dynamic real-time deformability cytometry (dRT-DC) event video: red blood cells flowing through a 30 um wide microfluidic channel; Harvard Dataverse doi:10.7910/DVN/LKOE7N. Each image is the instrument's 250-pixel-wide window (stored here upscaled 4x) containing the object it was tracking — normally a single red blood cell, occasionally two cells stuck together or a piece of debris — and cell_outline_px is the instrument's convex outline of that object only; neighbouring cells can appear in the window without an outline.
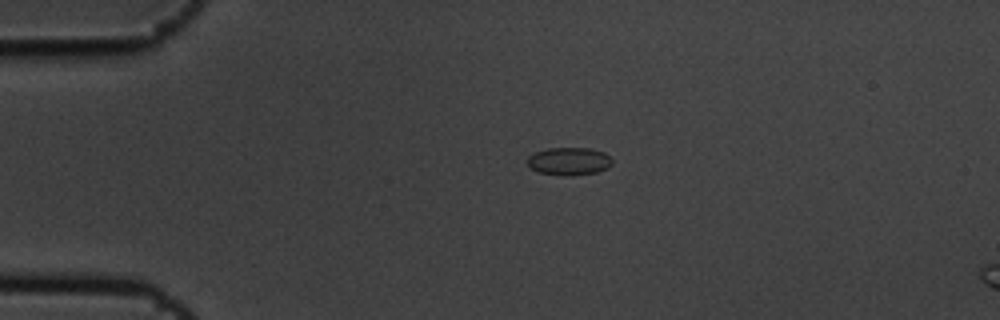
{"species": "common noctule bat (a hibernating species)", "species_latin": "Nyctalus noctula", "temperature_condition": "cold", "stored_images_in_passage": 2, "camera_frame_rate_fps": 3000, "um_per_image_px": 0.085, "animal": {"sex": "male", "body_mass_g": 19.5, "forearm_length_mm": 54.6}, "frame": {"image": 1, "passage_image": 1, "time_ms": 0.0, "image_size_px": [1000, 320], "cell_outline_px": [[612, 164], [608, 168], [596, 172], [572, 176], [560, 176], [540, 172], [528, 168], [528, 156], [536, 152], [548, 148], [592, 148], [604, 152], [612, 160]], "centroid_in_image_um": [48.37, 13.71], "position_along_channel_um": 36.6, "area_um2": 13.87}}